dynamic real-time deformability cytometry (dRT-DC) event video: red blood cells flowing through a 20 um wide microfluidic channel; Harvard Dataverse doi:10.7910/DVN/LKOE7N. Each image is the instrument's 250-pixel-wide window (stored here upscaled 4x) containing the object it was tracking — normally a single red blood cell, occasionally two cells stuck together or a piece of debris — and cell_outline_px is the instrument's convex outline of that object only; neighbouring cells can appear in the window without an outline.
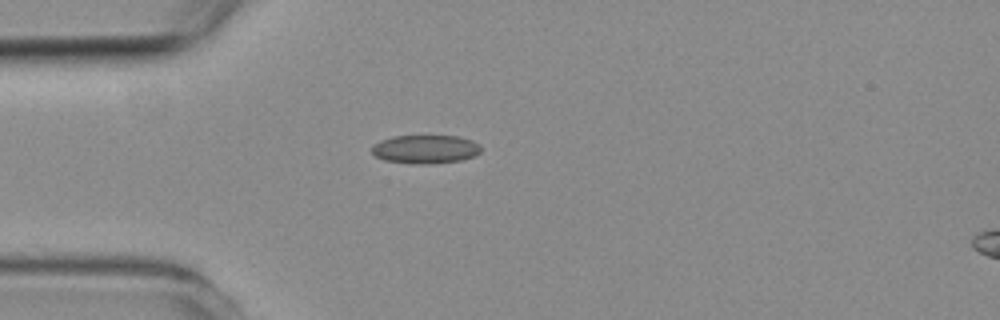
{"species": "common noctule bat (a hibernating species)", "species_latin": "Nyctalus noctula", "temperature_condition": "room temperature", "stored_images_in_passage": 6, "camera_frame_rate_fps": 3000, "um_per_image_px": 0.085, "animal": {"sex": "female", "body_mass_g": 19.3, "forearm_length_mm": 54.1}, "frame": {"image": 1, "passage_image": 4, "time_ms": 3.667, "image_size_px": [1000, 320], "cell_outline_px": [[480, 152], [472, 156], [460, 160], [432, 164], [416, 164], [384, 160], [376, 156], [372, 152], [372, 144], [380, 140], [392, 136], [456, 136], [472, 140], [480, 144]], "centroid_in_image_um": [36.13, 12.68], "position_along_channel_um": 48.9, "area_um2": 18.15}}
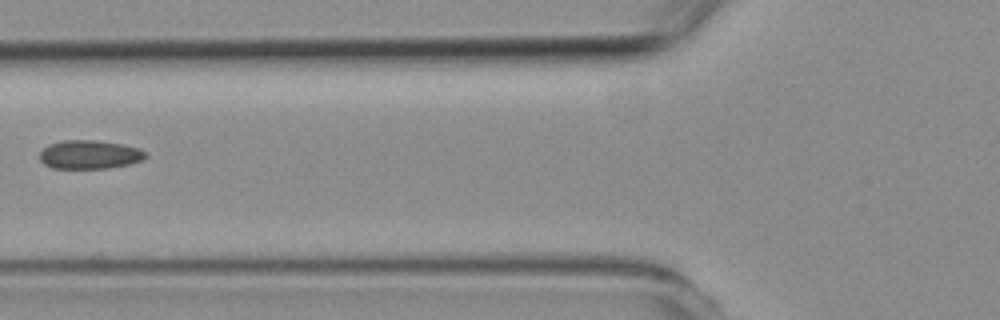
{"frame": {"image": 2, "passage_image": 6, "time_ms": 5.667, "image_size_px": [1000, 320], "cell_outline_px": [[148, 156], [144, 160], [128, 164], [108, 168], [52, 168], [44, 164], [40, 160], [40, 152], [48, 144], [60, 140], [92, 140], [120, 144], [136, 148], [144, 152]], "centroid_in_image_um": [7.57, 13.14], "position_along_channel_um": 118.2, "area_um2": 17.57}}